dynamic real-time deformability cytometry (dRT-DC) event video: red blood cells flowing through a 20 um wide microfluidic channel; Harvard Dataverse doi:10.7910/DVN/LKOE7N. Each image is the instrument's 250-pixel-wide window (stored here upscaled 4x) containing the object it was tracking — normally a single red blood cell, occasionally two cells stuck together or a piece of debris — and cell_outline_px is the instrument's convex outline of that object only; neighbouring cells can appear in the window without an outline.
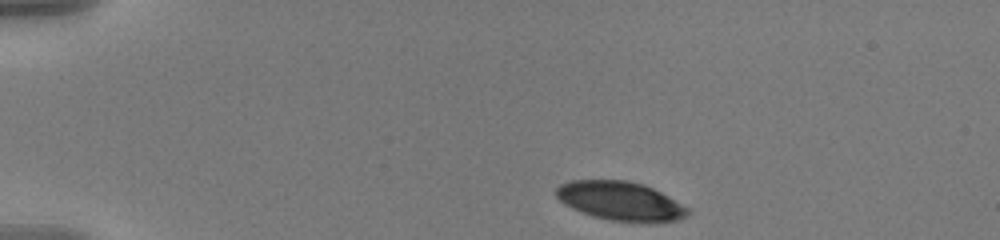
{"species": "human", "species_latin": "Homo sapiens", "temperature_condition": "warm", "stored_images_in_passage": 47, "camera_frame_rate_fps": 3000, "um_per_image_px": 0.085, "donor": {"sex": "male"}, "frame": {"image": 1, "passage_image": 1, "time_ms": 0.0, "image_size_px": [1000, 240], "cell_outline_px": [[692, 212], [688, 216], [680, 220], [648, 224], [644, 224], [612, 220], [592, 216], [572, 208], [564, 204], [556, 196], [556, 188], [560, 184], [572, 180], [628, 180], [644, 184], [668, 196], [688, 208]], "centroid_in_image_um": [52.78, 17.11], "position_along_channel_um": 32.2, "area_um2": 30.29}}
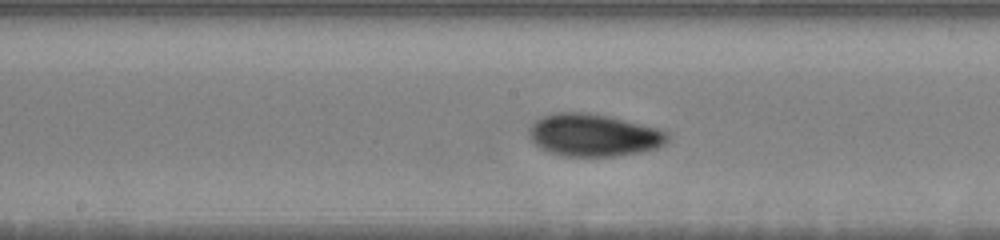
{"frame": {"image": 2, "passage_image": 21, "time_ms": 6.667, "image_size_px": [1000, 240], "cell_outline_px": [[668, 140], [664, 144], [656, 148], [640, 152], [612, 156], [564, 156], [548, 152], [536, 144], [528, 136], [528, 128], [540, 116], [552, 112], [588, 112], [608, 116], [656, 128], [668, 132]], "centroid_in_image_um": [50.41, 11.47], "position_along_channel_um": 197.8, "area_um2": 34.22}}
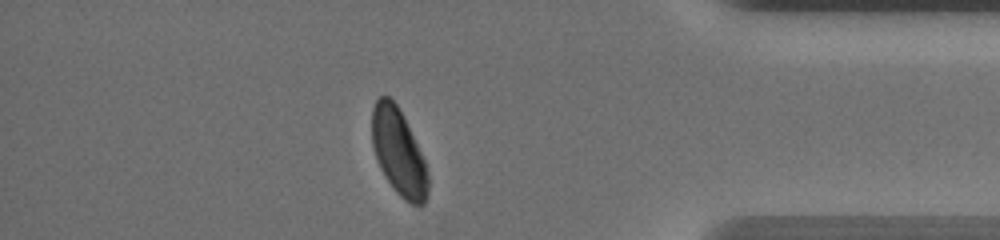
{"frame": {"image": 3, "passage_image": 40, "time_ms": 13.0, "image_size_px": [1000, 240], "cell_outline_px": [[428, 196], [424, 204], [412, 204], [404, 200], [396, 192], [384, 176], [380, 168], [372, 144], [372, 108], [376, 100], [380, 96], [388, 96], [396, 104], [424, 160], [428, 176]], "centroid_in_image_um": [33.86, 12.97], "position_along_channel_um": 401.3, "area_um2": 27.69}, "authors_computed_cell_mechanics": {"area_um2": 31.6166, "velocity_mm_per_s": 3.5875, "shape_relaxation_time_tau1_ms": 3.6403, "shape_relaxation_time_tau2_ms": 2.8923, "deformation_change_tau1": 0.1473, "deformation_change_tau2": 0.0627}}